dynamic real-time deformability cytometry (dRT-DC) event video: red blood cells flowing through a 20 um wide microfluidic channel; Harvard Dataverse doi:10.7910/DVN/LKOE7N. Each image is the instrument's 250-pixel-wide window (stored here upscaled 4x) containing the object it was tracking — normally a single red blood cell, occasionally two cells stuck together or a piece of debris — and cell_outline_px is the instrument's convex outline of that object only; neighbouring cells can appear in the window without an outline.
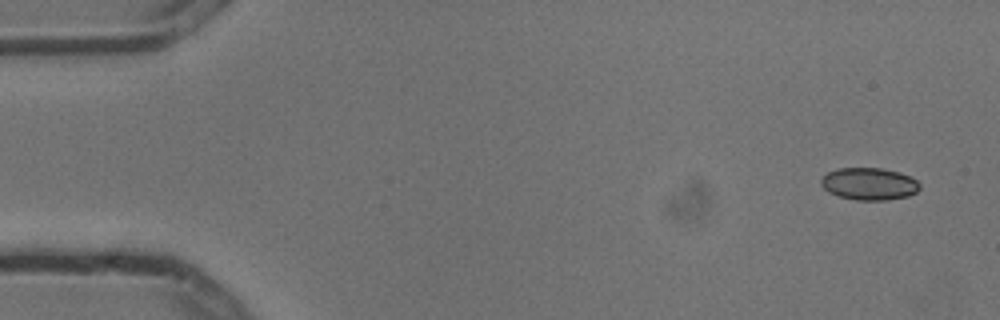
{"species": "common noctule bat (a hibernating species)", "species_latin": "Nyctalus noctula", "temperature_condition": "cold", "stored_images_in_passage": 5, "camera_frame_rate_fps": 3000, "um_per_image_px": 0.085, "animal": {"sex": "male", "body_mass_g": 13.3}, "frame": {"image": 1, "passage_image": 1, "time_ms": 0.0, "image_size_px": [1000, 320], "cell_outline_px": [[920, 188], [916, 192], [908, 196], [888, 200], [856, 200], [840, 196], [828, 192], [820, 184], [820, 180], [828, 172], [836, 168], [880, 168], [900, 172], [916, 180], [920, 184]], "centroid_in_image_um": [73.87, 15.63], "position_along_channel_um": 11.1, "area_um2": 18.55}}